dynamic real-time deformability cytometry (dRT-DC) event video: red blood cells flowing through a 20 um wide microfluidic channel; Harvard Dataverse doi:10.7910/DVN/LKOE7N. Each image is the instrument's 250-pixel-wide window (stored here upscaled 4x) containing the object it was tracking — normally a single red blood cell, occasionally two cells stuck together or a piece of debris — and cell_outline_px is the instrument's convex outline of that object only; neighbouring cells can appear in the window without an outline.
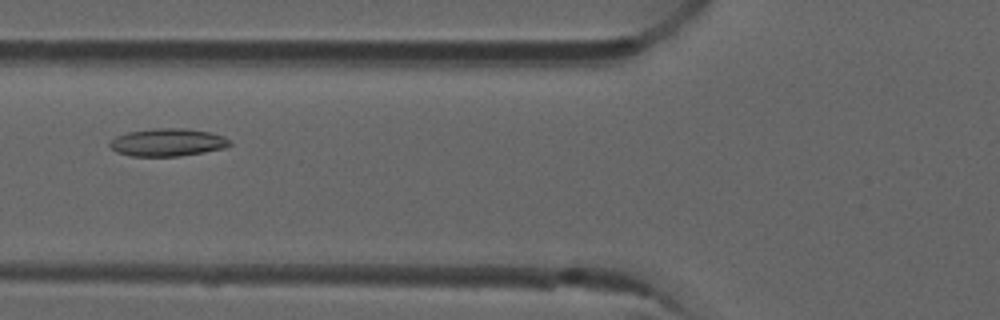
{"species": "common noctule bat (a hibernating species)", "species_latin": "Nyctalus noctula", "temperature_condition": "room temperature", "stored_images_in_passage": 48, "camera_frame_rate_fps": 3000, "um_per_image_px": 0.085, "animal": {"sex": "male", "forearm_length_mm": 52.5}, "frame": {"image": 1, "passage_image": 16, "time_ms": 5.0, "image_size_px": [1000, 320], "cell_outline_px": [[232, 144], [224, 148], [204, 152], [180, 156], [132, 156], [116, 152], [108, 144], [116, 136], [128, 132], [156, 128], [184, 128], [208, 132], [224, 136], [232, 140]], "centroid_in_image_um": [14.27, 12.1], "position_along_channel_um": 111.5, "area_um2": 19.36}}
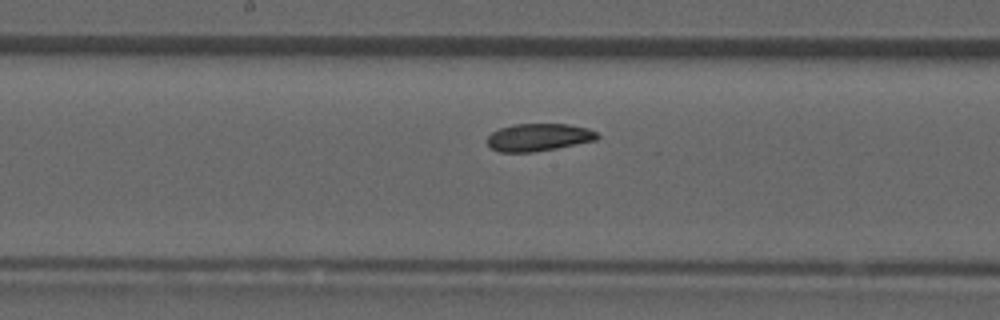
{"frame": {"image": 2, "passage_image": 23, "time_ms": 7.333, "image_size_px": [1000, 320], "cell_outline_px": [[600, 136], [596, 140], [556, 148], [532, 152], [500, 152], [492, 148], [488, 144], [488, 136], [492, 132], [500, 128], [512, 124], [568, 124], [588, 128], [596, 132]], "centroid_in_image_um": [45.79, 11.66], "position_along_channel_um": 202.4, "area_um2": 17.57}}
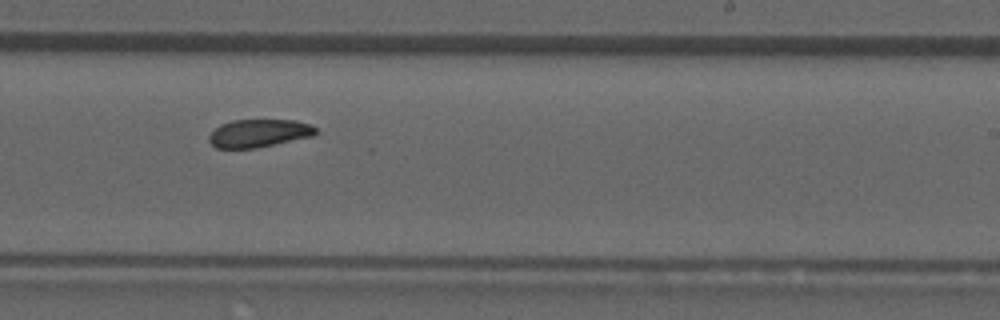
{"frame": {"image": 3, "passage_image": 28, "time_ms": 9.0, "image_size_px": [1000, 320], "cell_outline_px": [[316, 132], [312, 136], [256, 148], [216, 148], [208, 140], [208, 136], [220, 124], [232, 120], [296, 120], [308, 124], [316, 128]], "centroid_in_image_um": [21.97, 11.32], "position_along_channel_um": 267.0, "area_um2": 17.22}, "authors_computed_cell_mechanics": {"area_um2": 18.1781, "velocity_mm_per_s": 3.895, "shape_relaxation_time_tau1_ms": null, "shape_relaxation_time_tau2_ms": 4.6908, "deformation_change_tau1": null, "deformation_change_tau2": 0.1062}}